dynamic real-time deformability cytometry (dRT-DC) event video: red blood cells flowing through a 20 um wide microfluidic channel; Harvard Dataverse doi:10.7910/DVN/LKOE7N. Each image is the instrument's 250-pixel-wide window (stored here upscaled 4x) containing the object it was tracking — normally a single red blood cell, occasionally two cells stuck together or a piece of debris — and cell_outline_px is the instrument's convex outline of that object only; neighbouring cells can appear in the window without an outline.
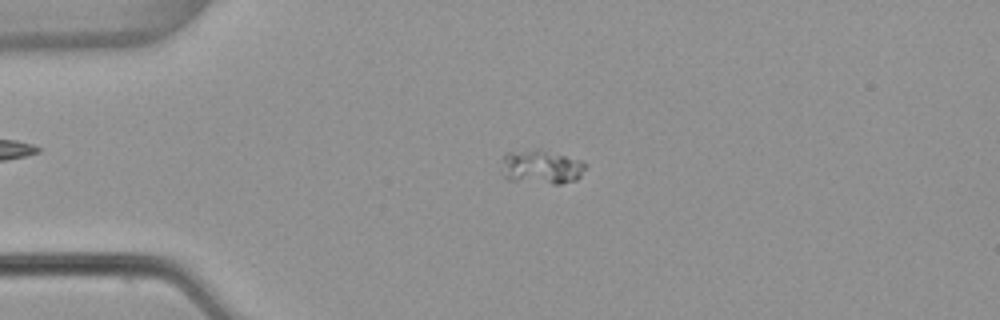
{"species": "common noctule bat (a hibernating species)", "species_latin": "Nyctalus noctula", "temperature_condition": "warm", "stored_images_in_passage": 53, "camera_frame_rate_fps": 3000, "um_per_image_px": 0.085, "animal": {"sex": "female", "body_mass_g": 22.7, "forearm_length_mm": 54.2}, "frame": {"image": 1, "passage_image": 13, "time_ms": 4.0, "image_size_px": [1000, 320], "cell_outline_px": [[588, 164], [580, 176], [576, 180], [560, 184], [552, 184], [508, 180], [504, 176], [504, 156], [508, 152], [536, 148], [540, 148], [584, 160]], "centroid_in_image_um": [46.09, 14.17], "position_along_channel_um": 38.9, "area_um2": 16.94}}
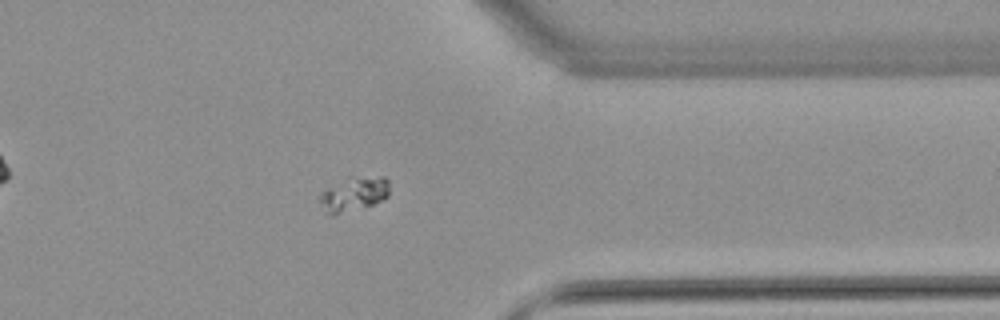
{"frame": {"image": 2, "passage_image": 43, "time_ms": 14.0, "image_size_px": [1000, 320], "cell_outline_px": [[388, 196], [372, 204], [332, 216], [328, 212], [320, 200], [320, 192], [348, 176], [384, 176], [388, 180]], "centroid_in_image_um": [30.09, 16.45], "position_along_channel_um": 381.3, "area_um2": 13.76}}
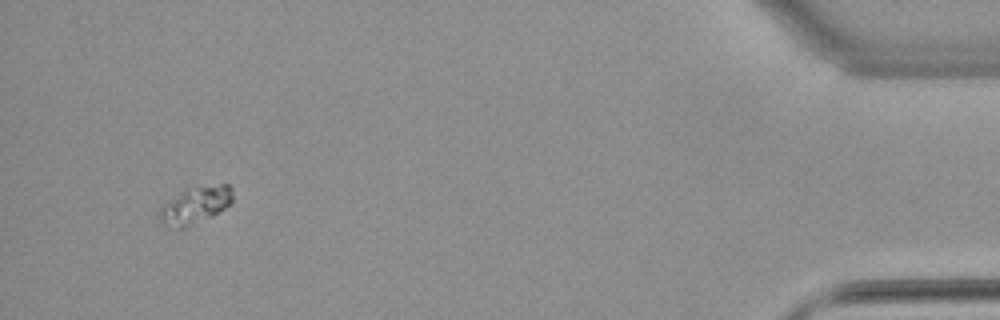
{"frame": {"image": 3, "passage_image": 51, "time_ms": 16.667, "image_size_px": [1000, 320], "cell_outline_px": [[232, 200], [224, 208], [212, 216], [184, 228], [180, 228], [160, 224], [156, 216], [156, 212], [160, 204], [184, 188], [220, 184], [228, 184], [232, 188]], "centroid_in_image_um": [16.48, 17.43], "position_along_channel_um": 418.7, "area_um2": 16.3}}